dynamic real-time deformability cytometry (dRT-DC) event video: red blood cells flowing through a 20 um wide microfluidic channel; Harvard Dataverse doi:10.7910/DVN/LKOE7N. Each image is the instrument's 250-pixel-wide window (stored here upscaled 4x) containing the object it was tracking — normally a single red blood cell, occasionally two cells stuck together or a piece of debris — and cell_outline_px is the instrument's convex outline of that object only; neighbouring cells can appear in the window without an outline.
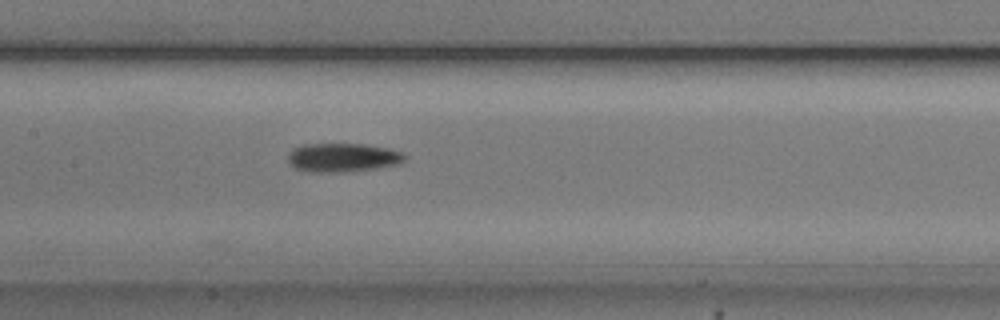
{"species": "common noctule bat (a hibernating species)", "species_latin": "Nyctalus noctula", "temperature_condition": "cold", "stored_images_in_passage": 23, "camera_frame_rate_fps": 3000, "um_per_image_px": 0.085, "animal": {"sex": "male", "body_mass_g": 20.5, "forearm_length_mm": 52.5}, "frame": {"image": 1, "passage_image": 13, "time_ms": 4.0, "image_size_px": [1000, 320], "cell_outline_px": [[408, 156], [400, 164], [376, 168], [344, 172], [312, 172], [296, 168], [288, 160], [288, 152], [292, 148], [304, 144], [364, 144], [388, 148], [404, 152]], "centroid_in_image_um": [29.17, 13.38], "position_along_channel_um": 178.2, "area_um2": 19.71}}
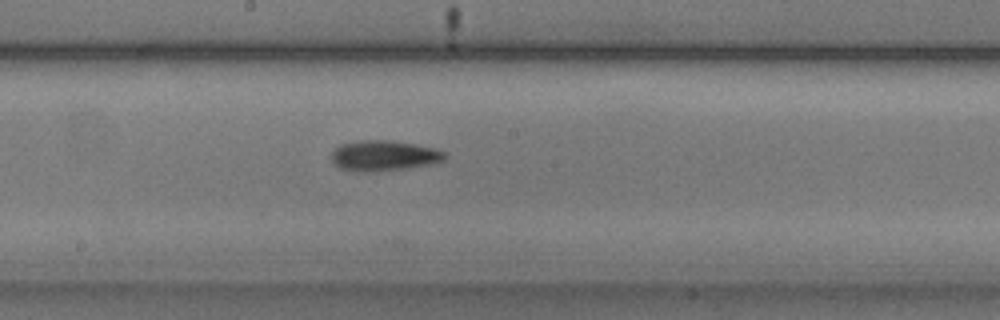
{"frame": {"image": 2, "passage_image": 16, "time_ms": 5.0, "image_size_px": [1000, 320], "cell_outline_px": [[448, 156], [444, 160], [432, 164], [408, 168], [368, 172], [360, 172], [340, 168], [332, 160], [332, 152], [340, 144], [364, 140], [388, 140], [412, 144], [432, 148], [444, 152]], "centroid_in_image_um": [32.63, 13.24], "position_along_channel_um": 215.6, "area_um2": 19.88}}